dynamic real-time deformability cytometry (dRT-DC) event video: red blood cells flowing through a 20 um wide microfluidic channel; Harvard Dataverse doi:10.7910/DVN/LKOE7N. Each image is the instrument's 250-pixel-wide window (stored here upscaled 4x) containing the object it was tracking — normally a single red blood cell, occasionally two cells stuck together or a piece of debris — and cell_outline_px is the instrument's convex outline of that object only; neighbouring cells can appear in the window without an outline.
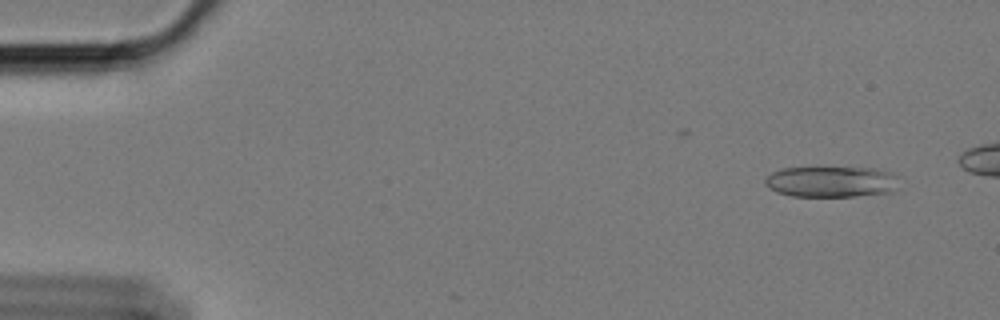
{"species": "Egyptian fruit bat (a non-hibernating species)", "species_latin": "Rousettus aegyptiacus", "temperature_condition": "cold", "stored_images_in_passage": 3, "camera_frame_rate_fps": 3000, "um_per_image_px": 0.085, "animal": {"sex": "female"}, "frame": {"image": 1, "passage_image": 1, "time_ms": 0.0, "image_size_px": [1000, 320], "cell_outline_px": [[892, 172], [888, 192], [852, 196], [792, 196], [776, 192], [764, 180], [772, 172], [784, 168], [876, 168]], "centroid_in_image_um": [70.51, 15.43], "position_along_channel_um": 14.5, "area_um2": 23.0}}